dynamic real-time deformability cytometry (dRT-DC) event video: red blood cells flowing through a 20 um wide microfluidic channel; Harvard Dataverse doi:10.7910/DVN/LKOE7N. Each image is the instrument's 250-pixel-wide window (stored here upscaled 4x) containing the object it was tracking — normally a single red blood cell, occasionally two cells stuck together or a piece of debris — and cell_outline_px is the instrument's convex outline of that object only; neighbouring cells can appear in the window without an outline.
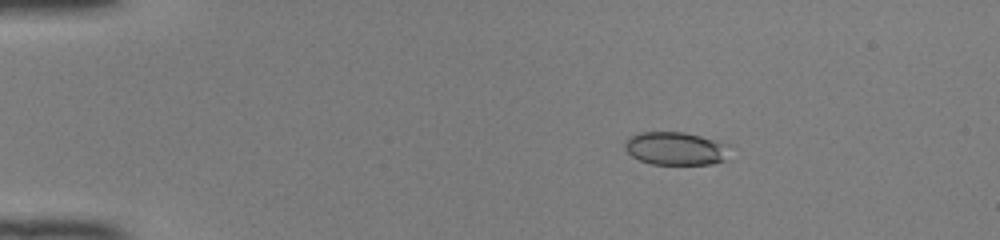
{"species": "common noctule bat (a hibernating species)", "species_latin": "Nyctalus noctula", "temperature_condition": "room temperature", "stored_images_in_passage": 42, "camera_frame_rate_fps": 3000, "um_per_image_px": 0.085, "animal": {"sex": "female", "body_mass_g": 22.0, "forearm_length_mm": 56.7}, "frame": {"image": 1, "passage_image": 1, "time_ms": 0.0, "image_size_px": [1000, 240], "cell_outline_px": [[724, 160], [712, 164], [652, 164], [640, 160], [632, 156], [624, 148], [624, 144], [628, 136], [640, 132], [684, 132], [700, 136], [712, 140], [720, 144]], "centroid_in_image_um": [57.23, 12.62], "position_along_channel_um": 27.8, "area_um2": 19.42}}
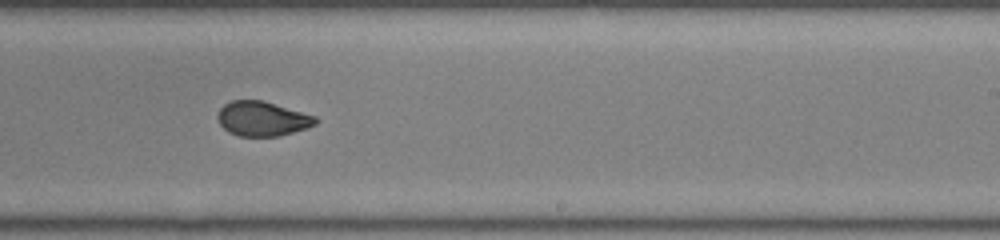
{"frame": {"image": 2, "passage_image": 24, "time_ms": 7.667, "image_size_px": [1000, 240], "cell_outline_px": [[320, 120], [316, 124], [308, 128], [280, 136], [240, 136], [228, 132], [220, 124], [216, 116], [220, 108], [224, 104], [232, 100], [264, 100], [316, 116]], "centroid_in_image_um": [22.32, 10.09], "position_along_channel_um": 266.7, "area_um2": 20.0}}
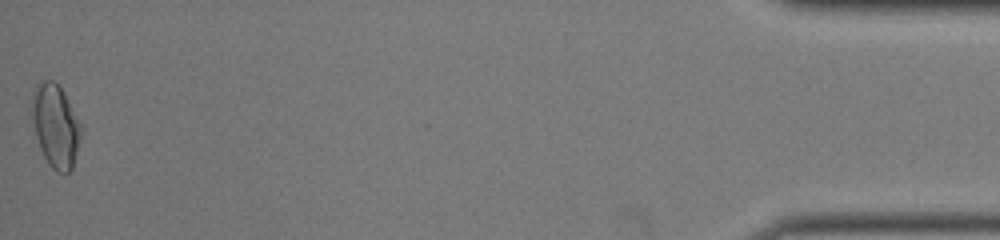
{"frame": {"image": 3, "passage_image": 42, "time_ms": 13.667, "image_size_px": [1000, 240], "cell_outline_px": [[80, 140], [72, 168], [68, 172], [56, 172], [48, 164], [40, 148], [36, 136], [28, 104], [32, 92], [36, 84], [44, 80], [52, 80], [64, 92], [80, 124]], "centroid_in_image_um": [4.66, 10.66], "position_along_channel_um": 430.5, "area_um2": 23.81}, "authors_computed_cell_mechanics": {"area_um2": 20.4034, "velocity_mm_per_s": 4.1224, "shape_relaxation_time_tau1_ms": null, "shape_relaxation_time_tau2_ms": 0.8635, "deformation_change_tau1": null, "deformation_change_tau2": 0.0541}}